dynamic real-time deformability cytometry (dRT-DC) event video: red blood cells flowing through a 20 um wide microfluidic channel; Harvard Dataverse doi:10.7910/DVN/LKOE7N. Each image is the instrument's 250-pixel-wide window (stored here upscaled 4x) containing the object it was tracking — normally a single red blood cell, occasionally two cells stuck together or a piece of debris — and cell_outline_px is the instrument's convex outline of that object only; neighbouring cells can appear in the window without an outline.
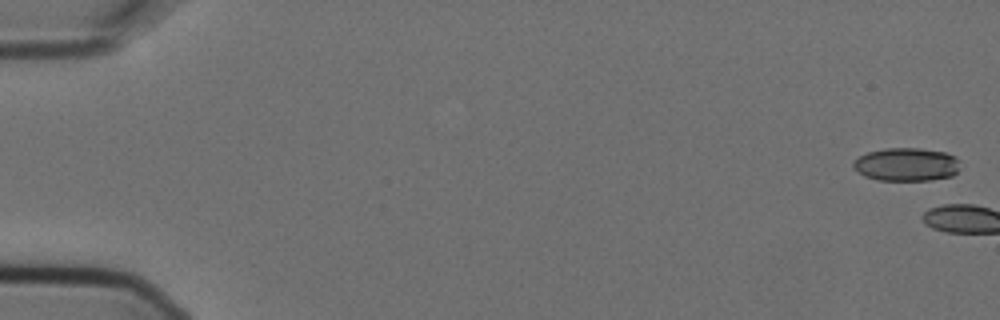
{"species": "Egyptian fruit bat (a non-hibernating species)", "species_latin": "Rousettus aegyptiacus", "temperature_condition": "cold", "stored_images_in_passage": 7, "camera_frame_rate_fps": 3000, "um_per_image_px": 0.085, "animal": {"sex": "female"}, "frame": {"image": 1, "passage_image": 1, "time_ms": 0.0, "image_size_px": [1000, 320], "cell_outline_px": [[960, 160], [956, 172], [952, 176], [932, 180], [876, 180], [864, 176], [852, 168], [852, 164], [860, 156], [868, 152], [884, 148], [920, 148], [944, 152], [956, 156]], "centroid_in_image_um": [77.04, 13.98], "position_along_channel_um": 8.0, "area_um2": 20.81}}
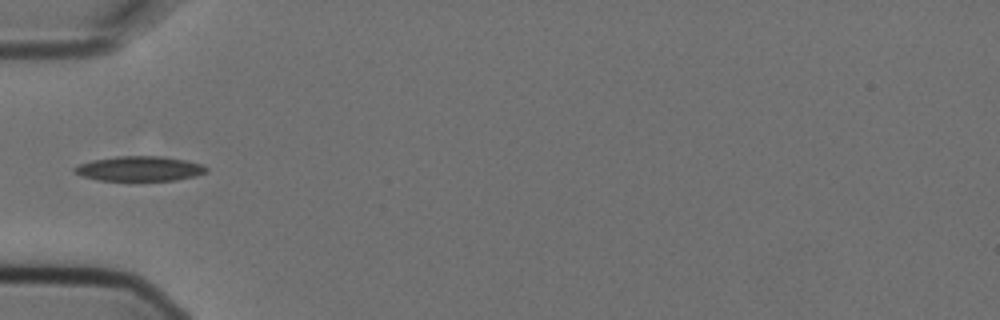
{"frame": {"image": 2, "passage_image": 7, "time_ms": 2.0, "image_size_px": [1000, 320], "cell_outline_px": [[208, 172], [196, 176], [176, 180], [100, 180], [84, 176], [72, 172], [72, 168], [80, 164], [92, 160], [116, 156], [164, 156], [204, 164], [208, 168]], "centroid_in_image_um": [11.9, 14.33], "position_along_channel_um": 73.1, "area_um2": 19.13}}